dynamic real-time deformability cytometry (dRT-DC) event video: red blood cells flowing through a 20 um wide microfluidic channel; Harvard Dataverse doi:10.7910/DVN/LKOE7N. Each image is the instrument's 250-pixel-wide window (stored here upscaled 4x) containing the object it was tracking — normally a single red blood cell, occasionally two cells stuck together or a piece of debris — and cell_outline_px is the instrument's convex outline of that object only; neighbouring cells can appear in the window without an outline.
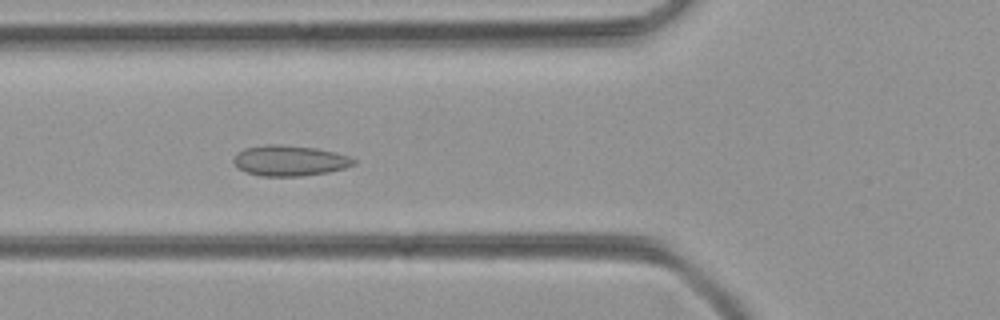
{"species": "common noctule bat (a hibernating species)", "species_latin": "Nyctalus noctula", "temperature_condition": "room temperature", "stored_images_in_passage": 51, "camera_frame_rate_fps": 3000, "um_per_image_px": 0.085, "animal": {"sex": "female", "body_mass_g": 21.9}, "frame": {"image": 1, "passage_image": 18, "time_ms": 5.667, "image_size_px": [1000, 320], "cell_outline_px": [[356, 164], [344, 168], [328, 172], [300, 176], [260, 176], [248, 172], [240, 168], [232, 160], [236, 152], [244, 148], [264, 144], [280, 144], [316, 148], [336, 152], [348, 156], [356, 160]], "centroid_in_image_um": [24.62, 13.64], "position_along_channel_um": 101.2, "area_um2": 21.44}}
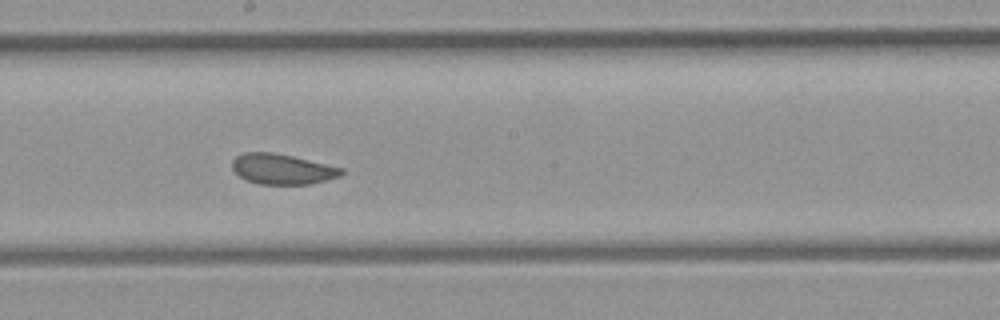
{"frame": {"image": 2, "passage_image": 27, "time_ms": 8.667, "image_size_px": [1000, 320], "cell_outline_px": [[344, 172], [340, 176], [308, 184], [260, 184], [248, 180], [240, 176], [232, 168], [232, 160], [236, 156], [244, 152], [272, 152], [292, 156], [344, 168]], "centroid_in_image_um": [23.98, 14.36], "position_along_channel_um": 224.2, "area_um2": 19.13}}
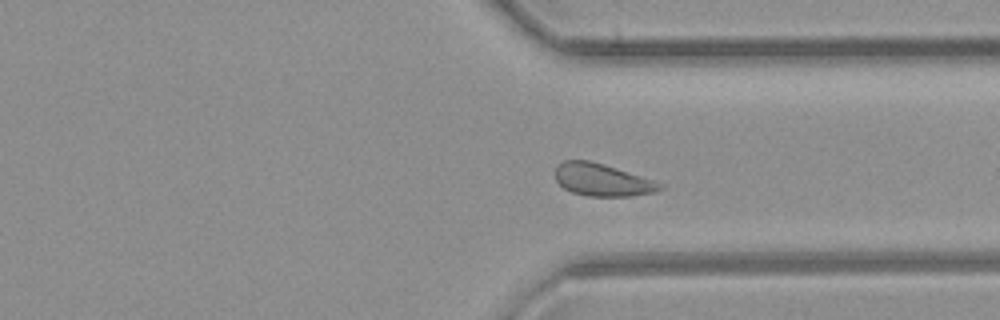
{"frame": {"image": 3, "passage_image": 37, "time_ms": 12.0, "image_size_px": [1000, 320], "cell_outline_px": [[664, 188], [656, 192], [632, 196], [588, 196], [572, 192], [564, 188], [556, 180], [556, 168], [564, 160], [588, 160], [604, 164], [664, 184]], "centroid_in_image_um": [51.21, 15.3], "position_along_channel_um": 360.2, "area_um2": 19.59}}